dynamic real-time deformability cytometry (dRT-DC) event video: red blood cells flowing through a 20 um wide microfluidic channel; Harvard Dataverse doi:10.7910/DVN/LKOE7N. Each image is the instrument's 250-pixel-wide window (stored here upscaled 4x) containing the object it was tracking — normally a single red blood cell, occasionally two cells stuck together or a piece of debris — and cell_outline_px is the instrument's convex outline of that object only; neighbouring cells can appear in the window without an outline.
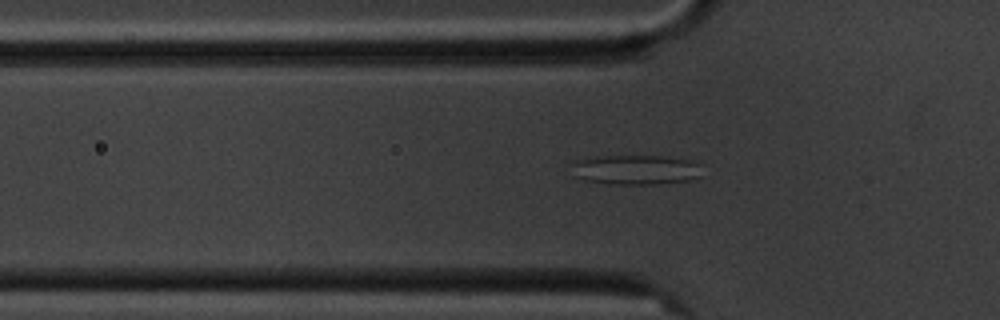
{"species": "common noctule bat (a hibernating species)", "species_latin": "Nyctalus noctula", "temperature_condition": "cold", "stored_images_in_passage": 6, "segment_of_instrument_passage": [2, 2], "camera_frame_rate_fps": 3000, "um_per_image_px": 0.085, "animal": {"sex": "male", "body_mass_g": 20.1, "forearm_length_mm": 53.5}, "frame": {"image": 1, "passage_image": 6, "time_ms": 5.667, "image_size_px": [1000, 320], "cell_outline_px": [[700, 176], [688, 180], [656, 184], [608, 184], [584, 180], [572, 176], [568, 164], [572, 160], [596, 156], [660, 156], [688, 160], [700, 164]], "centroid_in_image_um": [53.89, 14.42], "position_along_channel_um": 71.9, "area_um2": 23.0}}